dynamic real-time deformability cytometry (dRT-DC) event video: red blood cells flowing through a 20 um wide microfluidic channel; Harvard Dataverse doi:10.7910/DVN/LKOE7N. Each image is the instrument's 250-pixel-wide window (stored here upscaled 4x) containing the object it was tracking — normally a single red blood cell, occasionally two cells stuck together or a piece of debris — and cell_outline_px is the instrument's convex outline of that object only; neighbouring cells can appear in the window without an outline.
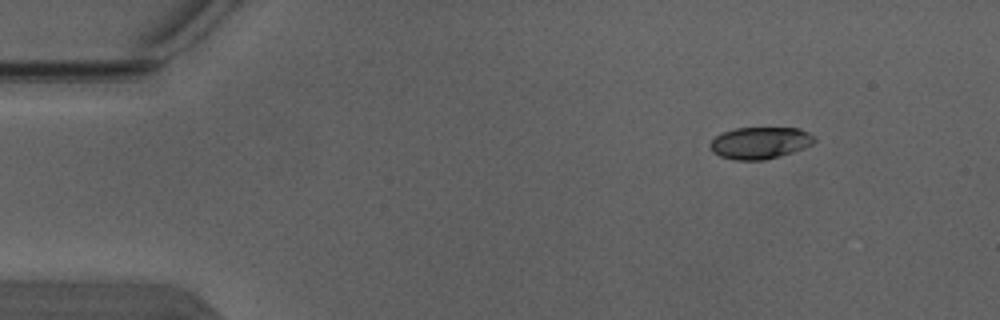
{"species": "Egyptian fruit bat (a non-hibernating species)", "species_latin": "Rousettus aegyptiacus", "temperature_condition": "warm", "stored_images_in_passage": 6, "segment_of_instrument_passage": [2, 2], "camera_frame_rate_fps": 3000, "um_per_image_px": 0.085, "animal": {"sex": "male"}, "frame": {"image": 1, "passage_image": 6, "time_ms": 1.667, "image_size_px": [1000, 320], "cell_outline_px": [[816, 140], [812, 144], [804, 148], [780, 156], [764, 160], [736, 160], [720, 156], [712, 152], [708, 148], [708, 144], [716, 136], [724, 132], [736, 128], [800, 128], [808, 132]], "centroid_in_image_um": [64.57, 12.15], "position_along_channel_um": 20.4, "area_um2": 19.36}}